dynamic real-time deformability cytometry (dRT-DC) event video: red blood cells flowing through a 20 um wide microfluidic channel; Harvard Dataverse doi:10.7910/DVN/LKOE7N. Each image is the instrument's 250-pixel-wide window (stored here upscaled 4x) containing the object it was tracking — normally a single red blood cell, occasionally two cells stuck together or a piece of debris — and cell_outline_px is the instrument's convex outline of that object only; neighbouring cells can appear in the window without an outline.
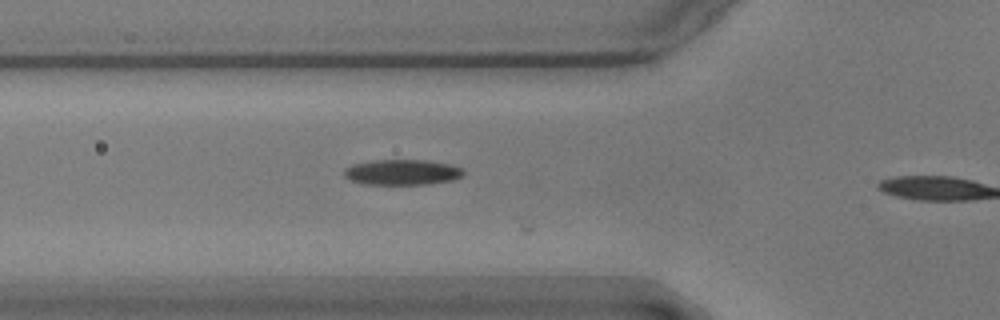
{"species": "common noctule bat (a hibernating species)", "species_latin": "Nyctalus noctula", "temperature_condition": "warm", "stored_images_in_passage": 15, "camera_frame_rate_fps": 3000, "um_per_image_px": 0.085, "animal": {"sex": "male", "body_mass_g": 17.9}, "frame": {"image": 1, "passage_image": 14, "time_ms": 4.333, "image_size_px": [1000, 320], "cell_outline_px": [[464, 176], [456, 180], [428, 184], [364, 184], [352, 180], [344, 176], [344, 168], [352, 164], [372, 160], [428, 160], [448, 164], [464, 168]], "centroid_in_image_um": [34.23, 14.63], "position_along_channel_um": 91.6, "area_um2": 17.92}}